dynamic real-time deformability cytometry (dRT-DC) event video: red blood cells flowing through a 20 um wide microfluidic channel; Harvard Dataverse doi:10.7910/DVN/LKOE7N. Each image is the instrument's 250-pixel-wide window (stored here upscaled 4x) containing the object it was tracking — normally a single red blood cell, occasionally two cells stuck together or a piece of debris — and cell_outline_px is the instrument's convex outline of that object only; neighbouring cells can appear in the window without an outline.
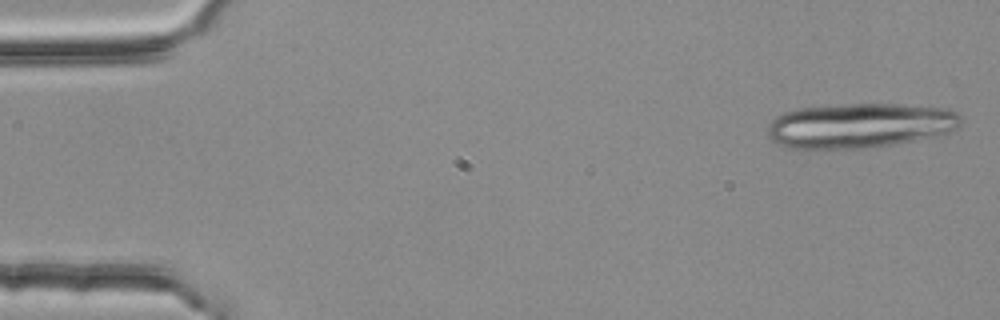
{"species": "common noctule bat (a hibernating species)", "species_latin": "Nyctalus noctula", "temperature_condition": "room temperature", "stored_images_in_passage": 4, "camera_frame_rate_fps": 3000, "um_per_image_px": 0.085, "animal": {"sex": "female", "body_mass_g": 25.1}, "frame": {"image": 1, "passage_image": 1, "time_ms": 0.0, "image_size_px": [1000, 320], "cell_outline_px": [[960, 124], [952, 132], [944, 136], [896, 144], [864, 148], [792, 148], [780, 144], [764, 136], [768, 124], [776, 116], [784, 112], [800, 108], [824, 104], [900, 104], [940, 108], [956, 112], [960, 116]], "centroid_in_image_um": [73.07, 10.67], "position_along_channel_um": 11.9, "area_um2": 51.15}}